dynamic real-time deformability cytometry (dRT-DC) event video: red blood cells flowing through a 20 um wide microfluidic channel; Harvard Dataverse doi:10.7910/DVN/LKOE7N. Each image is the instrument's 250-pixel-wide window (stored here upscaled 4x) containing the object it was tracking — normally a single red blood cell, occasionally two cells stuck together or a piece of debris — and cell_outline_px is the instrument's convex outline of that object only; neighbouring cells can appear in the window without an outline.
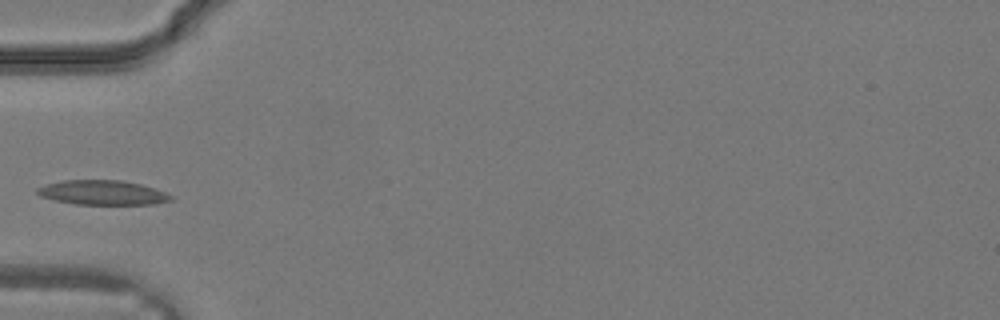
{"species": "common noctule bat (a hibernating species)", "species_latin": "Nyctalus noctula", "temperature_condition": "warm", "stored_images_in_passage": 6, "camera_frame_rate_fps": 3000, "um_per_image_px": 0.085, "animal": {"sex": "male", "body_mass_g": 19.2, "forearm_length_mm": 51.8}, "frame": {"image": 1, "passage_image": 1, "time_ms": 0.0, "image_size_px": [1000, 320], "cell_outline_px": [[172, 200], [152, 204], [76, 204], [56, 200], [40, 196], [36, 192], [36, 188], [48, 184], [64, 180], [120, 180], [140, 184], [164, 192], [172, 196]], "centroid_in_image_um": [8.69, 16.37], "position_along_channel_um": 76.3, "area_um2": 18.79}}
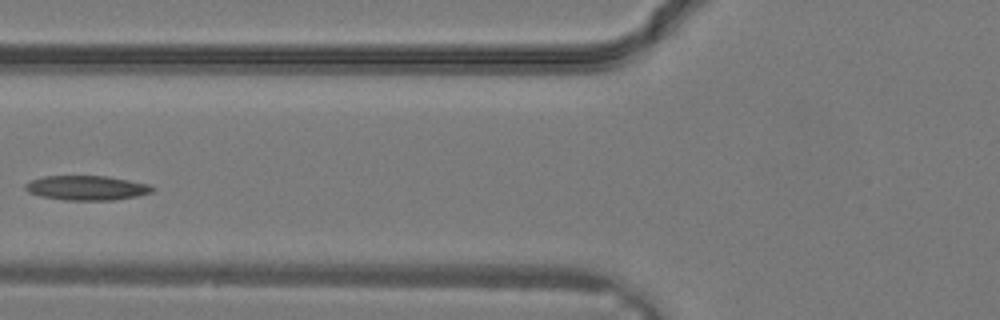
{"frame": {"image": 2, "passage_image": 3, "time_ms": 0.667, "image_size_px": [1000, 320], "cell_outline_px": [[156, 188], [152, 192], [136, 196], [112, 200], [64, 200], [40, 196], [28, 192], [24, 188], [24, 184], [32, 180], [44, 176], [108, 176], [148, 184]], "centroid_in_image_um": [7.35, 15.97], "position_along_channel_um": 118.4, "area_um2": 18.15}}
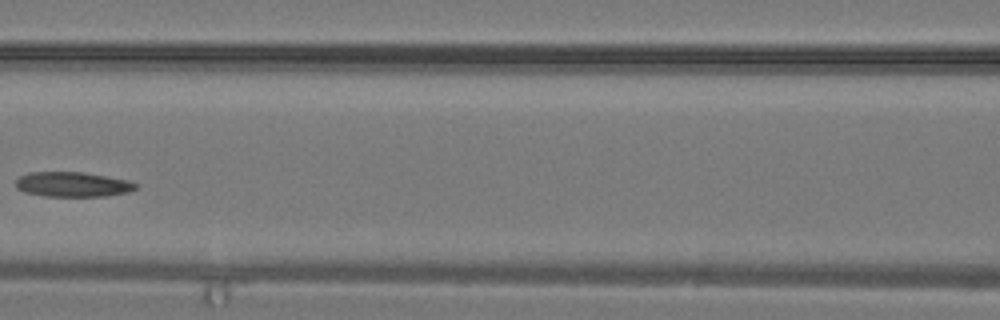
{"frame": {"image": 3, "passage_image": 5, "time_ms": 1.333, "image_size_px": [1000, 320], "cell_outline_px": [[140, 188], [128, 192], [104, 196], [44, 196], [24, 192], [16, 188], [16, 180], [20, 176], [28, 172], [84, 172], [128, 180], [140, 184]], "centroid_in_image_um": [6.21, 15.67], "position_along_channel_um": 160.4, "area_um2": 17.57}}